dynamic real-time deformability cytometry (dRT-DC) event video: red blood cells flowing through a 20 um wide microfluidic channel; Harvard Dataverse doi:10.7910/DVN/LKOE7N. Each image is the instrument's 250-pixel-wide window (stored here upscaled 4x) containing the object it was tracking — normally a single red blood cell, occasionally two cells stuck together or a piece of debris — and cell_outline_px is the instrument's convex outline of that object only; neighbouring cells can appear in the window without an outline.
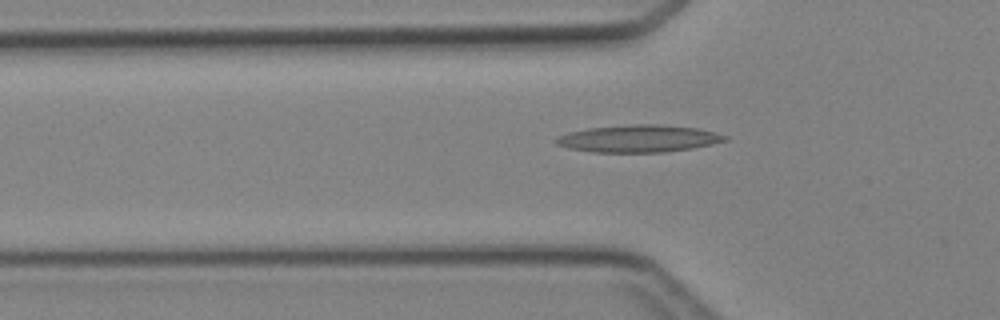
{"species": "Egyptian fruit bat (a non-hibernating species)", "species_latin": "Rousettus aegyptiacus", "temperature_condition": "cold", "stored_images_in_passage": 33, "camera_frame_rate_fps": 3000, "um_per_image_px": 0.085, "animal": {"sex": "female"}, "frame": {"image": 1, "passage_image": 2, "time_ms": 0.333, "image_size_px": [1000, 320], "cell_outline_px": [[728, 140], [712, 144], [692, 148], [664, 152], [592, 152], [568, 148], [556, 144], [552, 140], [560, 136], [572, 132], [588, 128], [632, 124], [656, 124], [696, 128], [728, 136]], "centroid_in_image_um": [54.27, 11.78], "position_along_channel_um": 71.5, "area_um2": 26.59}}
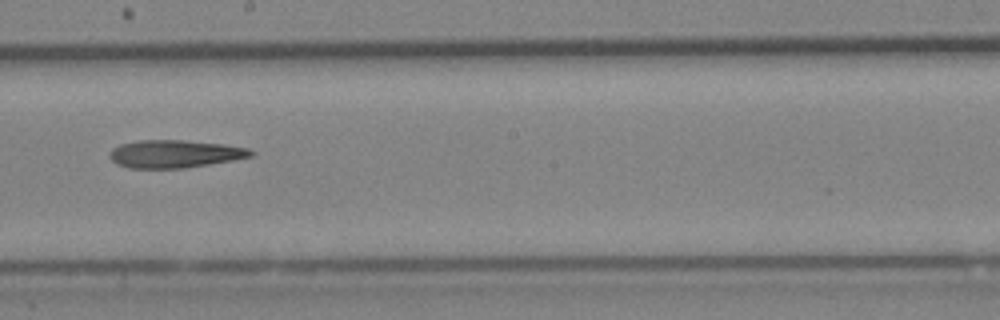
{"frame": {"image": 2, "passage_image": 13, "time_ms": 4.0, "image_size_px": [1000, 320], "cell_outline_px": [[256, 152], [252, 156], [232, 160], [184, 168], [128, 168], [116, 164], [108, 156], [108, 152], [112, 148], [120, 144], [140, 140], [184, 140], [224, 144], [248, 148]], "centroid_in_image_um": [14.82, 13.07], "position_along_channel_um": 233.4, "area_um2": 22.95}}
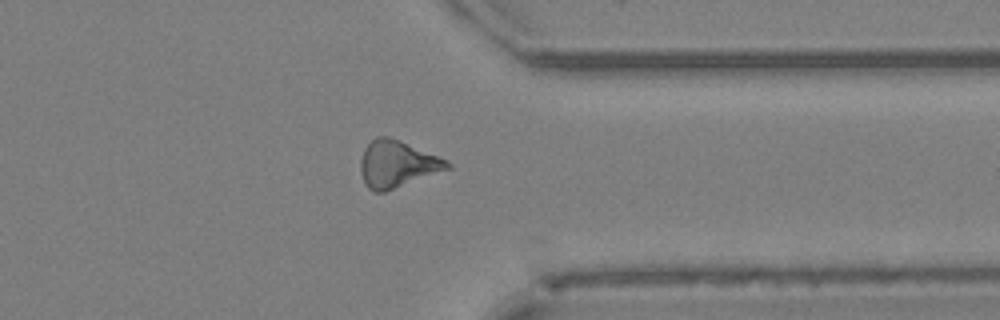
{"frame": {"image": 3, "passage_image": 23, "time_ms": 7.333, "image_size_px": [1000, 320], "cell_outline_px": [[452, 168], [384, 192], [376, 192], [368, 188], [364, 184], [360, 172], [360, 160], [364, 148], [376, 136], [388, 136], [448, 160], [452, 164]], "centroid_in_image_um": [33.74, 13.95], "position_along_channel_um": 377.7, "area_um2": 23.64}}